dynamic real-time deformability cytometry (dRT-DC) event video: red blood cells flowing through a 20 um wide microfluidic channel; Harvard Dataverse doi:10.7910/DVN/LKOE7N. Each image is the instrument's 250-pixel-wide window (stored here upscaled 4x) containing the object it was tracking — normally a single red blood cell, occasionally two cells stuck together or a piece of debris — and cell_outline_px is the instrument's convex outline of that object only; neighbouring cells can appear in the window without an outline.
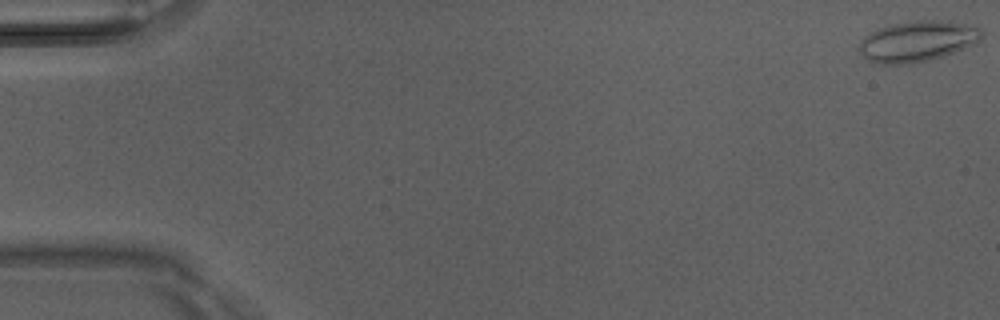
{"species": "Egyptian fruit bat (a non-hibernating species)", "species_latin": "Rousettus aegyptiacus", "temperature_condition": "room temperature", "stored_images_in_passage": 9, "camera_frame_rate_fps": 3000, "um_per_image_px": 0.085, "animal": {"sex": "male"}, "frame": {"image": 1, "passage_image": 1, "time_ms": 0.0, "image_size_px": [1000, 320], "cell_outline_px": [[984, 36], [976, 44], [944, 56], [912, 64], [880, 64], [868, 60], [860, 52], [860, 40], [864, 36], [880, 28], [892, 24], [916, 20], [948, 20], [972, 24], [980, 28], [984, 32]], "centroid_in_image_um": [78.06, 3.49], "position_along_channel_um": 6.9, "area_um2": 29.48}}